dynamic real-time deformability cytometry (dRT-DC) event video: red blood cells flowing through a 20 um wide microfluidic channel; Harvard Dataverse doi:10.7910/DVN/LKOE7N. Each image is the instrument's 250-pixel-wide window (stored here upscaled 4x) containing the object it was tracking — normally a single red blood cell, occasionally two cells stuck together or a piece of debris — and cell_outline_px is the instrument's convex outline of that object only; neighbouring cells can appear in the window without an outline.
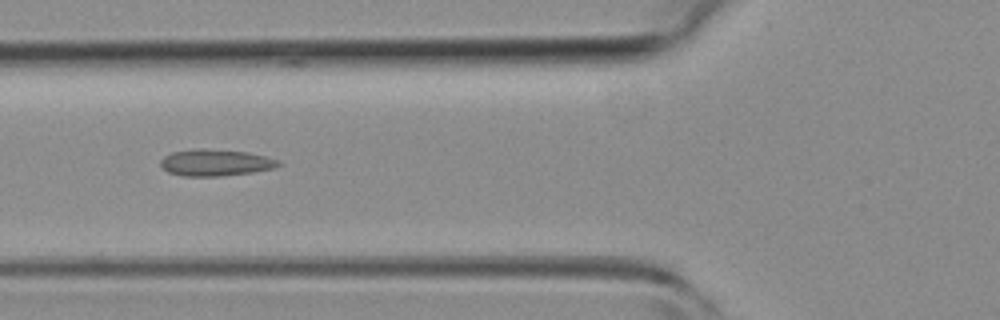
{"species": "common noctule bat (a hibernating species)", "species_latin": "Nyctalus noctula", "temperature_condition": "room temperature", "stored_images_in_passage": 4, "camera_frame_rate_fps": 3000, "um_per_image_px": 0.085, "animal": {"sex": "female", "body_mass_g": 19.3, "forearm_length_mm": 54.1}, "frame": {"image": 1, "passage_image": 4, "time_ms": 3.333, "image_size_px": [1000, 320], "cell_outline_px": [[280, 164], [276, 168], [252, 172], [220, 176], [184, 176], [168, 172], [160, 168], [160, 160], [164, 156], [172, 152], [200, 148], [204, 148], [248, 152], [280, 160]], "centroid_in_image_um": [18.29, 13.82], "position_along_channel_um": 107.5, "area_um2": 18.38}}